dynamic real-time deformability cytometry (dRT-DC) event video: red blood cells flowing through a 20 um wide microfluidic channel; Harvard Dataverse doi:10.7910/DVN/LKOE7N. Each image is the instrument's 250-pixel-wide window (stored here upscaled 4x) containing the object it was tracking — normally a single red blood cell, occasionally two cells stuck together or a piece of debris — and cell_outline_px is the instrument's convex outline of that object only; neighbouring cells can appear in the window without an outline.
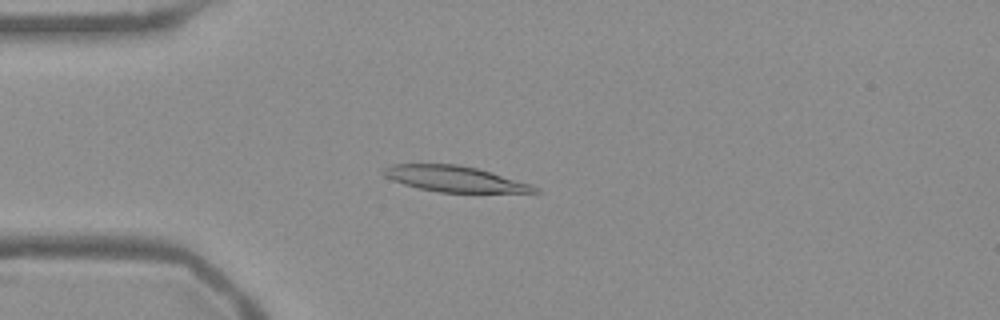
{"species": "Egyptian fruit bat (a non-hibernating species)", "species_latin": "Rousettus aegyptiacus", "temperature_condition": "warm", "stored_images_in_passage": 54, "camera_frame_rate_fps": 3000, "um_per_image_px": 0.085, "frame": {"image": 1, "passage_image": 14, "time_ms": 4.333, "image_size_px": [1000, 320], "cell_outline_px": [[540, 192], [440, 192], [420, 188], [404, 184], [392, 180], [384, 176], [384, 168], [392, 164], [456, 164], [476, 168], [492, 172], [532, 184], [540, 188]], "centroid_in_image_um": [38.68, 15.2], "position_along_channel_um": 46.3, "area_um2": 22.48}}
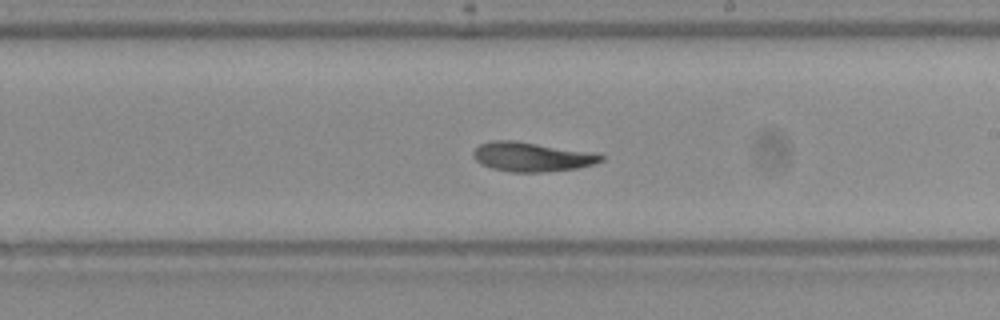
{"frame": {"image": 2, "passage_image": 31, "time_ms": 10.0, "image_size_px": [1000, 320], "cell_outline_px": [[604, 160], [596, 164], [576, 168], [544, 172], [512, 172], [492, 168], [480, 164], [472, 156], [472, 152], [480, 144], [492, 140], [516, 140], [600, 152], [604, 156]], "centroid_in_image_um": [45.27, 13.31], "position_along_channel_um": 243.7, "area_um2": 22.43}}
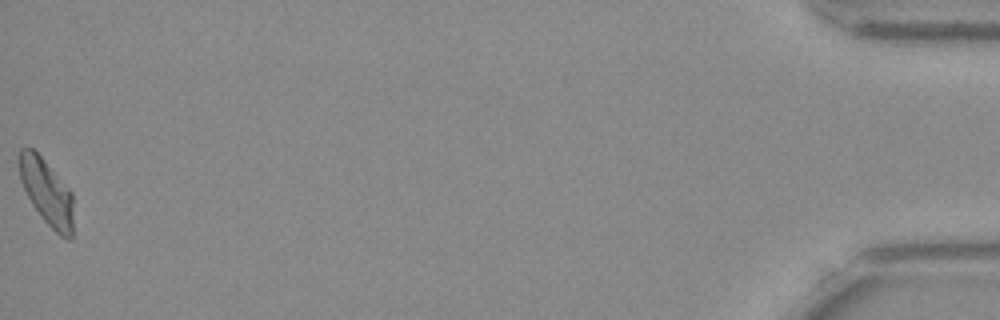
{"frame": {"image": 3, "passage_image": 54, "time_ms": 17.667, "image_size_px": [1000, 320], "cell_outline_px": [[72, 240], [68, 240], [60, 236], [44, 220], [32, 204], [20, 180], [20, 148], [32, 148], [44, 160], [72, 192]], "centroid_in_image_um": [3.99, 16.36], "position_along_channel_um": 431.2, "area_um2": 20.29}, "authors_computed_cell_mechanics": {"area_um2": 22.1085, "velocity_mm_per_s": 3.7584, "shape_relaxation_time_tau1_ms": 6.5106, "shape_relaxation_time_tau2_ms": 3.9514, "deformation_change_tau1": 0.2088, "deformation_change_tau2": 0.1046}}